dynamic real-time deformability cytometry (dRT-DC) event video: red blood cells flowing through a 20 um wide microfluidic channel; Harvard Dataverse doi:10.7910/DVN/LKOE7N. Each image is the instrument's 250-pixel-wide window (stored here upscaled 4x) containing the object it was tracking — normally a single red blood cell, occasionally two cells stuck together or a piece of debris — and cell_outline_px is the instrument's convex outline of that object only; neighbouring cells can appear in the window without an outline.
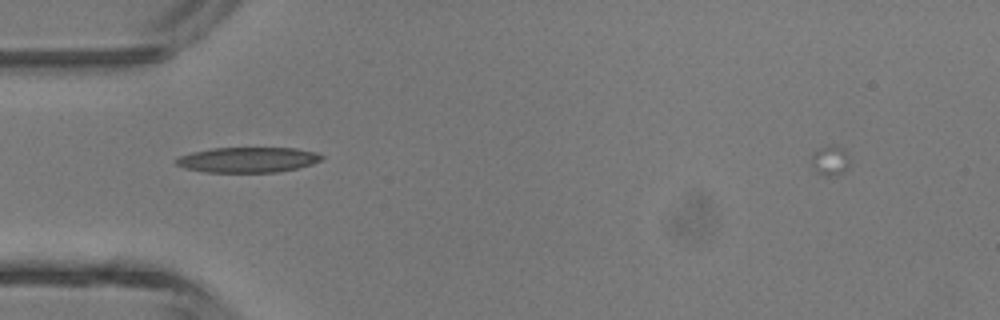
{"species": "common noctule bat (a hibernating species)", "species_latin": "Nyctalus noctula", "temperature_condition": "room temperature", "stored_images_in_passage": 3, "camera_frame_rate_fps": 3000, "um_per_image_px": 0.085, "animal": {"sex": "male", "body_mass_g": 13.3}, "frame": {"image": 1, "passage_image": 2, "time_ms": 1.333, "image_size_px": [1000, 320], "cell_outline_px": [[324, 156], [320, 160], [312, 164], [296, 168], [276, 172], [208, 172], [184, 168], [176, 164], [176, 160], [180, 156], [192, 152], [212, 148], [296, 148], [316, 152]], "centroid_in_image_um": [21.07, 13.58], "position_along_channel_um": 63.9, "area_um2": 21.27}}
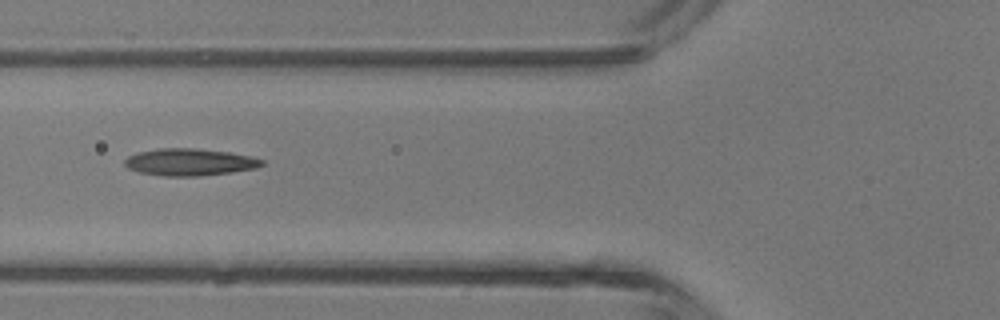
{"frame": {"image": 2, "passage_image": 3, "time_ms": 2.333, "image_size_px": [1000, 320], "cell_outline_px": [[264, 164], [256, 168], [232, 172], [200, 176], [164, 176], [136, 172], [128, 168], [124, 164], [124, 160], [128, 156], [136, 152], [160, 148], [196, 148], [228, 152], [252, 156], [264, 160]], "centroid_in_image_um": [16.1, 13.78], "position_along_channel_um": 109.7, "area_um2": 21.85}}